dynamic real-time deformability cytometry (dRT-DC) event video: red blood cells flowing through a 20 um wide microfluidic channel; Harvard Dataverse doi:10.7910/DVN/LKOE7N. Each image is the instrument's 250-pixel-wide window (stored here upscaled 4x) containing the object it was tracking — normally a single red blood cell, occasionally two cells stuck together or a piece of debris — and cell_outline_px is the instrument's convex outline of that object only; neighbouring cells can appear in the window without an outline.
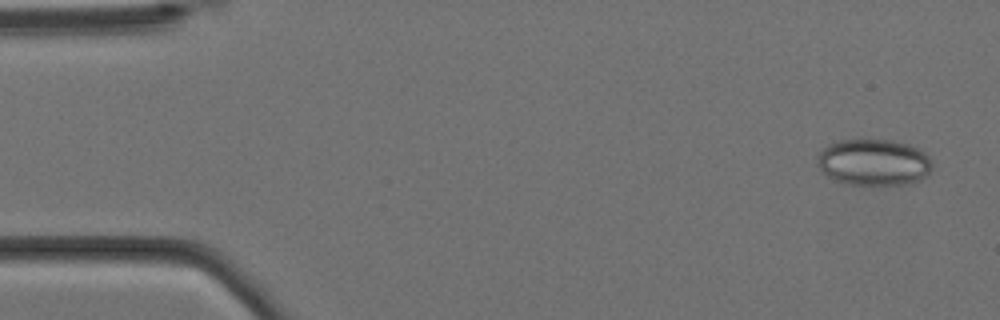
{"species": "Egyptian fruit bat (a non-hibernating species)", "species_latin": "Rousettus aegyptiacus", "temperature_condition": "cold", "stored_images_in_passage": 4, "camera_frame_rate_fps": 3000, "um_per_image_px": 0.085, "animal": {"sex": "female"}, "frame": {"image": 1, "passage_image": 1, "time_ms": 0.0, "image_size_px": [1000, 320], "cell_outline_px": [[932, 168], [916, 184], [844, 184], [828, 176], [816, 164], [816, 156], [828, 144], [840, 140], [860, 136], [892, 140], [908, 144], [924, 152], [928, 156], [932, 164]], "centroid_in_image_um": [74.24, 13.75], "position_along_channel_um": 10.8, "area_um2": 31.85}}